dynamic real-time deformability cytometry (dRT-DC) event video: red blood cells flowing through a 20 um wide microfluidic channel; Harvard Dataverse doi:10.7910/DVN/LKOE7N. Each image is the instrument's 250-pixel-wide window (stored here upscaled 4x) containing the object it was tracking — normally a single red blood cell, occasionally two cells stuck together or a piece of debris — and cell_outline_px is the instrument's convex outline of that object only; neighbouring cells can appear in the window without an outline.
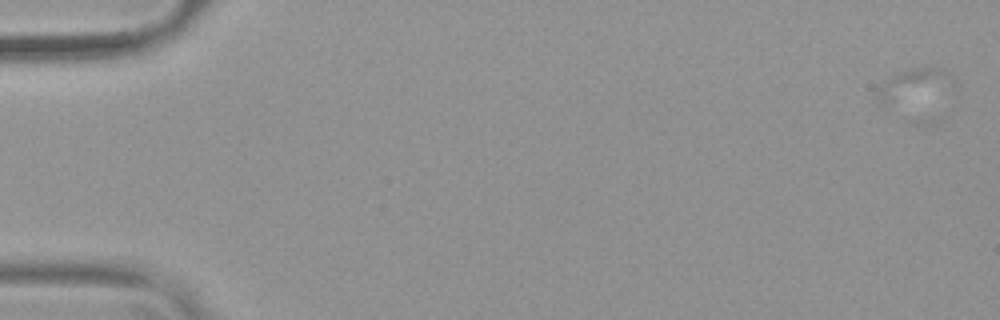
{"species": "common noctule bat (a hibernating species)", "species_latin": "Nyctalus noctula", "temperature_condition": "warm", "stored_images_in_passage": 58, "segment_of_instrument_passage": [1, 2], "camera_frame_rate_fps": 3000, "um_per_image_px": 0.085, "animal": {"sex": "female", "body_mass_g": 19.9}, "frame": {"image": 1, "passage_image": 3, "time_ms": 0.667, "image_size_px": [1000, 320], "cell_outline_px": [[952, 84], [884, 104], [880, 104], [876, 100], [876, 96], [880, 88], [896, 72], [916, 68], [940, 68], [948, 72], [952, 80]], "centroid_in_image_um": [77.56, 7.12], "position_along_channel_um": 7.4, "area_um2": 12.08}}